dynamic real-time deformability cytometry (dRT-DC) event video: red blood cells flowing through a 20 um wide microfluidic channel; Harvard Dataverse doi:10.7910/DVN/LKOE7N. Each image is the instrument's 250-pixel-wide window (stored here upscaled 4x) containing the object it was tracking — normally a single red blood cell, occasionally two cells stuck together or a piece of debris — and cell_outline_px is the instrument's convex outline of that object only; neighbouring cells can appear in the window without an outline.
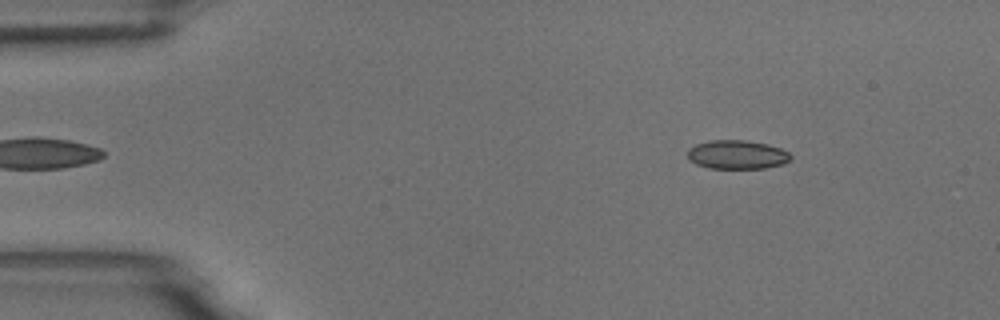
{"species": "common noctule bat (a hibernating species)", "species_latin": "Nyctalus noctula", "temperature_condition": "room temperature", "stored_images_in_passage": 4, "segment_of_instrument_passage": [2, 2], "camera_frame_rate_fps": 3000, "um_per_image_px": 0.085, "animal": {"sex": "male", "body_mass_g": 18.8}, "frame": {"image": 1, "passage_image": 4, "time_ms": 3.667, "image_size_px": [1000, 320], "cell_outline_px": [[792, 156], [784, 164], [764, 168], [708, 168], [696, 164], [688, 160], [688, 148], [696, 144], [708, 140], [744, 140], [768, 144], [780, 148], [788, 152]], "centroid_in_image_um": [62.62, 13.14], "position_along_channel_um": 22.4, "area_um2": 17.4}}